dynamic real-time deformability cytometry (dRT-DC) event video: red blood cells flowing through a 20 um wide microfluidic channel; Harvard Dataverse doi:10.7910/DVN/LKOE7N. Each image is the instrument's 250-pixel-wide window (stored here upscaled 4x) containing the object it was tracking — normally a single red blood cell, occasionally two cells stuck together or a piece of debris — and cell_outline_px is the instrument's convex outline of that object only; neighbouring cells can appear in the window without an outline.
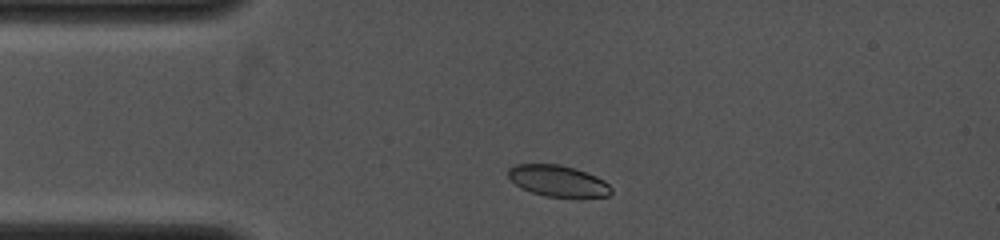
{"species": "common noctule bat (a hibernating species)", "species_latin": "Nyctalus noctula", "temperature_condition": "cold", "stored_images_in_passage": 9, "camera_frame_rate_fps": 4000, "um_per_image_px": 0.085, "animal": {"sex": "female", "body_mass_g": 19.0, "forearm_length_mm": 53.3}, "frame": {"image": 1, "passage_image": 3, "time_ms": 1.0, "image_size_px": [1000, 240], "cell_outline_px": [[612, 192], [608, 196], [580, 200], [544, 196], [520, 188], [508, 176], [508, 168], [516, 164], [560, 164], [596, 176], [604, 180], [612, 188]], "centroid_in_image_um": [47.48, 15.43], "position_along_channel_um": 37.5, "area_um2": 19.36}}
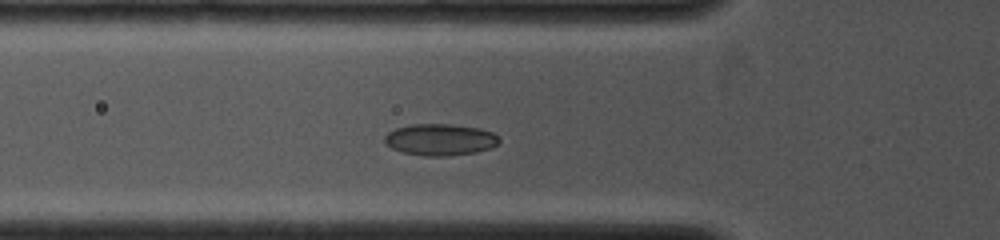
{"frame": {"image": 2, "passage_image": 8, "time_ms": 2.75, "image_size_px": [1000, 240], "cell_outline_px": [[500, 140], [492, 148], [476, 152], [448, 156], [424, 156], [400, 152], [392, 148], [384, 140], [384, 136], [388, 132], [396, 128], [412, 124], [452, 124], [480, 128], [492, 132], [500, 136]], "centroid_in_image_um": [37.43, 11.87], "position_along_channel_um": 88.4, "area_um2": 21.27}}